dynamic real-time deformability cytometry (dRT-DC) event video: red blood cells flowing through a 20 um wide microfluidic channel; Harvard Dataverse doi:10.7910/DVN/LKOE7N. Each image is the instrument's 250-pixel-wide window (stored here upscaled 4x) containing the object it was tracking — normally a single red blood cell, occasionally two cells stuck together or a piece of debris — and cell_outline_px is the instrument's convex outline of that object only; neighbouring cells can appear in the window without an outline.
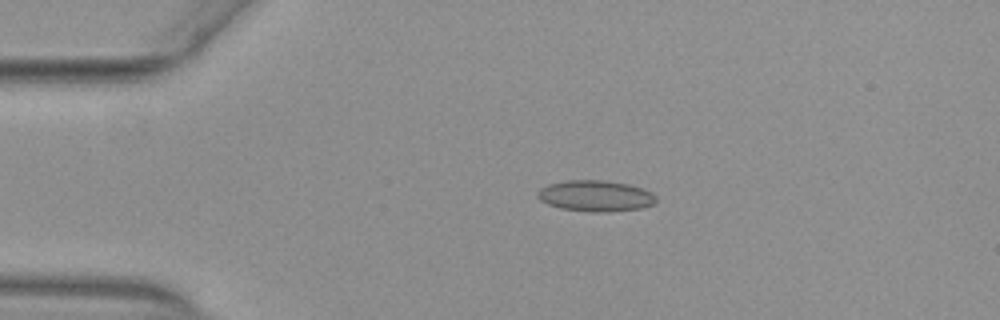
{"species": "common noctule bat (a hibernating species)", "species_latin": "Nyctalus noctula", "temperature_condition": "warm", "stored_images_in_passage": 42, "camera_frame_rate_fps": 3000, "um_per_image_px": 0.085, "animal": {"sex": "female", "body_mass_g": 29.2, "forearm_length_mm": 56.3}, "frame": {"image": 1, "passage_image": 1, "time_ms": 0.0, "image_size_px": [1000, 320], "cell_outline_px": [[656, 204], [644, 208], [604, 212], [592, 212], [560, 208], [548, 204], [540, 200], [536, 196], [536, 192], [540, 188], [548, 184], [568, 180], [604, 180], [628, 184], [644, 188], [652, 192], [656, 196]], "centroid_in_image_um": [50.64, 16.65], "position_along_channel_um": 34.4, "area_um2": 21.73}}
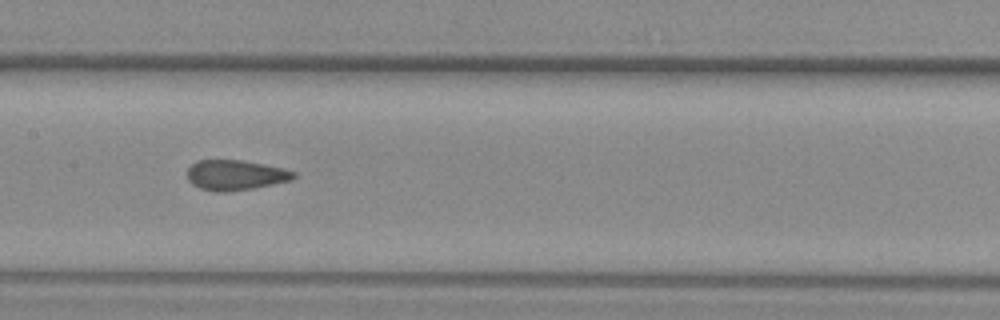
{"frame": {"image": 2, "passage_image": 16, "time_ms": 5.0, "image_size_px": [1000, 320], "cell_outline_px": [[296, 176], [292, 180], [252, 188], [228, 192], [216, 192], [200, 188], [192, 184], [188, 180], [188, 168], [196, 160], [240, 160], [284, 168], [296, 172]], "centroid_in_image_um": [20.01, 14.88], "position_along_channel_um": 187.4, "area_um2": 18.67}}
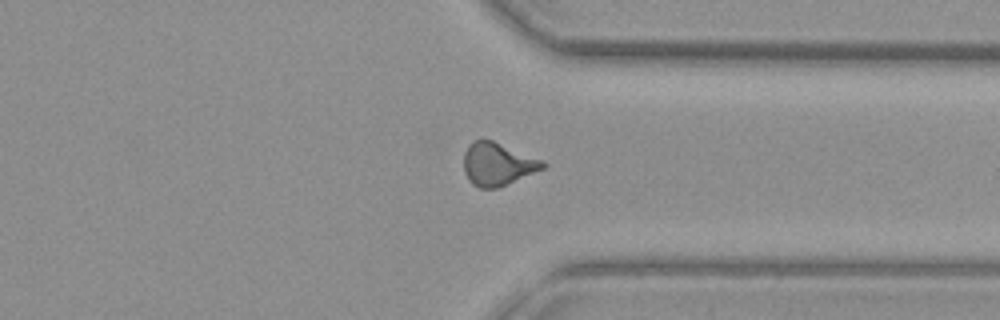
{"frame": {"image": 3, "passage_image": 30, "time_ms": 9.667, "image_size_px": [1000, 320], "cell_outline_px": [[548, 164], [544, 168], [496, 188], [480, 188], [472, 184], [468, 180], [464, 172], [464, 152], [468, 144], [472, 140], [480, 136], [492, 140], [544, 160]], "centroid_in_image_um": [42.26, 13.9], "position_along_channel_um": 369.1, "area_um2": 20.0}, "authors_computed_cell_mechanics": {"area_um2": 19.0162, "velocity_mm_per_s": 3.92, "shape_relaxation_time_tau1_ms": null, "shape_relaxation_time_tau2_ms": 1.2907, "deformation_change_tau1": null, "deformation_change_tau2": 0.0723}}